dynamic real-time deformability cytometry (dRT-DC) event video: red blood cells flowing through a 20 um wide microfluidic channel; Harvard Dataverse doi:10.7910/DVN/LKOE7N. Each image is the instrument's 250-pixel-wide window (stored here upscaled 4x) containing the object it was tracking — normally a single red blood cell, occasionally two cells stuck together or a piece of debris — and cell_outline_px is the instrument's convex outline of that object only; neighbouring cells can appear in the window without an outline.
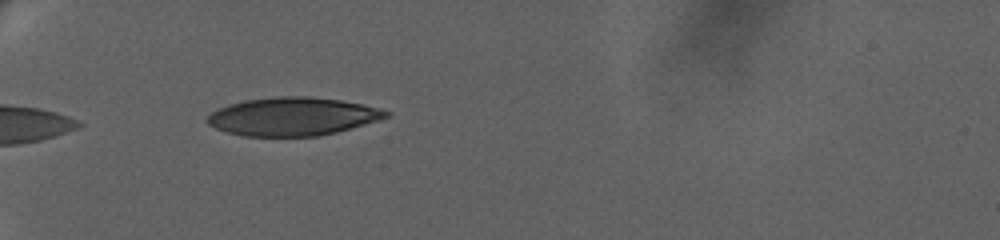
{"species": "human", "species_latin": "Homo sapiens", "temperature_condition": "warm", "stored_images_in_passage": 11, "camera_frame_rate_fps": 3000, "um_per_image_px": 0.085, "donor": {"sex": "female"}, "frame": {"image": 1, "passage_image": 1, "time_ms": 0.0, "image_size_px": [1000, 240], "cell_outline_px": [[392, 112], [388, 116], [380, 120], [336, 132], [316, 136], [244, 136], [228, 132], [216, 128], [208, 124], [204, 120], [216, 108], [228, 104], [244, 100], [276, 96], [308, 96], [340, 100], [364, 104], [380, 108]], "centroid_in_image_um": [24.87, 9.89], "position_along_channel_um": 60.1, "area_um2": 40.0}}
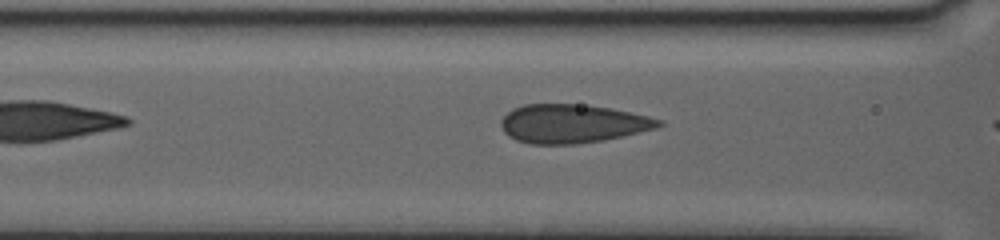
{"frame": {"image": 2, "passage_image": 5, "time_ms": 1.0, "image_size_px": [1000, 240], "cell_outline_px": [[664, 124], [656, 128], [604, 140], [576, 144], [528, 144], [516, 140], [508, 136], [504, 132], [500, 124], [500, 120], [512, 108], [524, 104], [580, 104], [608, 108], [648, 116], [664, 120]], "centroid_in_image_um": [48.62, 10.51], "position_along_channel_um": 118.0, "area_um2": 35.55}}
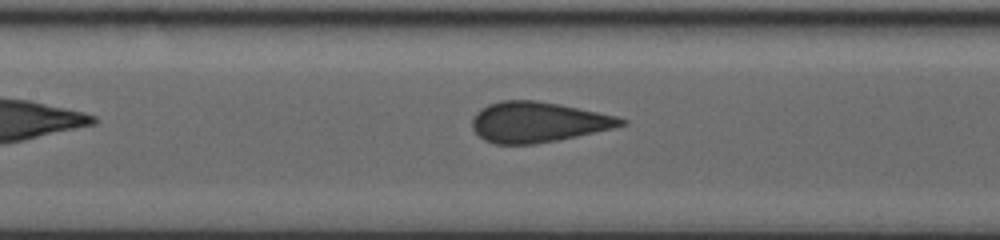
{"frame": {"image": 3, "passage_image": 10, "time_ms": 2.333, "image_size_px": [1000, 240], "cell_outline_px": [[628, 124], [612, 128], [576, 136], [556, 140], [532, 144], [496, 144], [484, 140], [472, 128], [472, 116], [480, 108], [488, 104], [500, 100], [536, 100], [560, 104], [616, 116], [628, 120]], "centroid_in_image_um": [45.69, 10.36], "position_along_channel_um": 161.7, "area_um2": 34.97}}